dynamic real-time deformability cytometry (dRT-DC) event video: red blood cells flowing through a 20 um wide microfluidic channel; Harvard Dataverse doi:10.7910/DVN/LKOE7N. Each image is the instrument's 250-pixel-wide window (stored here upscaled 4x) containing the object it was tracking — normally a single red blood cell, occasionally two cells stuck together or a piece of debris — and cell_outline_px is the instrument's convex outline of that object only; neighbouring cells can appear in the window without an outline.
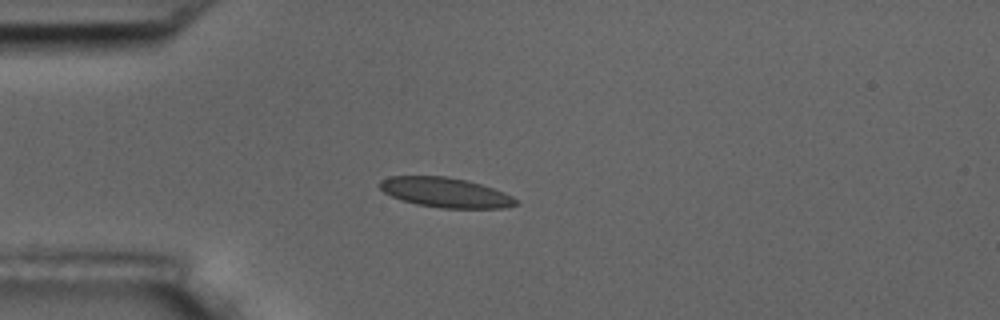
{"species": "common noctule bat (a hibernating species)", "species_latin": "Nyctalus noctula", "temperature_condition": "room temperature", "stored_images_in_passage": 12, "camera_frame_rate_fps": 3000, "um_per_image_px": 0.085, "animal": {"sex": "male", "body_mass_g": 17.5, "forearm_length_mm": 52.3}, "frame": {"image": 1, "passage_image": 3, "time_ms": 3.333, "image_size_px": [1000, 320], "cell_outline_px": [[520, 204], [508, 208], [440, 208], [416, 204], [392, 196], [384, 192], [376, 184], [380, 180], [388, 176], [448, 176], [468, 180], [504, 192], [512, 196]], "centroid_in_image_um": [37.86, 16.36], "position_along_channel_um": 47.1, "area_um2": 23.81}}
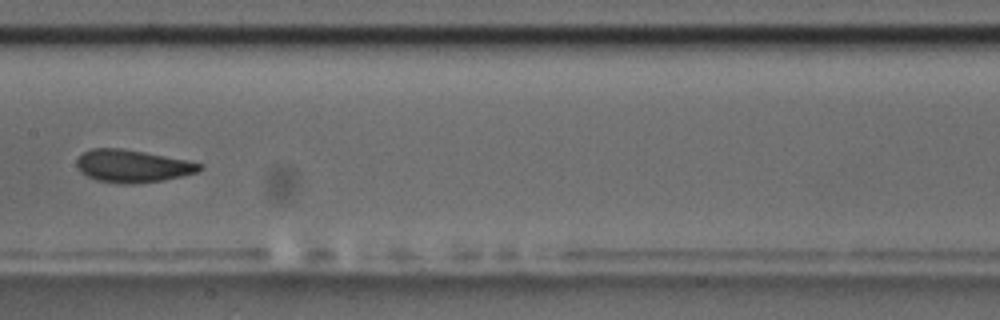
{"frame": {"image": 2, "passage_image": 7, "time_ms": 8.0, "image_size_px": [1000, 320], "cell_outline_px": [[204, 168], [196, 172], [184, 176], [164, 180], [132, 184], [120, 184], [96, 180], [80, 172], [76, 164], [76, 160], [84, 152], [92, 148], [120, 148], [144, 152], [204, 164]], "centroid_in_image_um": [11.26, 14.13], "position_along_channel_um": 196.1, "area_um2": 23.29}}
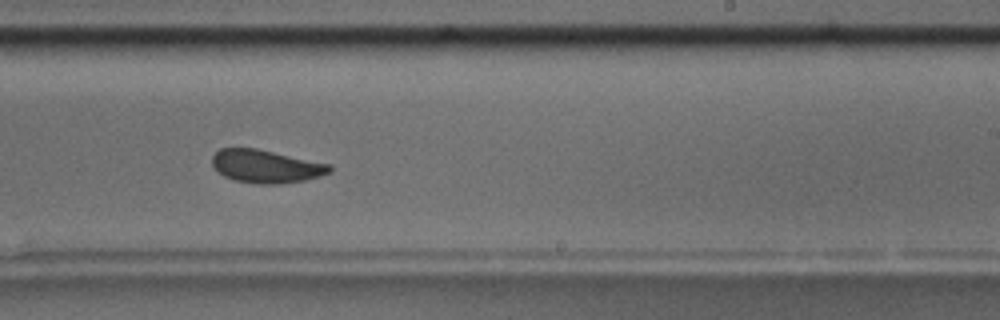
{"frame": {"image": 3, "passage_image": 9, "time_ms": 10.0, "image_size_px": [1000, 320], "cell_outline_px": [[332, 172], [320, 176], [304, 180], [280, 184], [256, 184], [232, 180], [224, 176], [212, 164], [212, 156], [220, 148], [256, 148], [332, 164]], "centroid_in_image_um": [22.64, 14.14], "position_along_channel_um": 266.4, "area_um2": 22.77}, "authors_computed_cell_mechanics": {"area_um2": 22.7443, "velocity_mm_per_s": 3.5301, "shape_relaxation_time_tau1_ms": 2.5999, "shape_relaxation_time_tau2_ms": 0.937, "deformation_change_tau1": 0.0983, "deformation_change_tau2": 0.0378}}